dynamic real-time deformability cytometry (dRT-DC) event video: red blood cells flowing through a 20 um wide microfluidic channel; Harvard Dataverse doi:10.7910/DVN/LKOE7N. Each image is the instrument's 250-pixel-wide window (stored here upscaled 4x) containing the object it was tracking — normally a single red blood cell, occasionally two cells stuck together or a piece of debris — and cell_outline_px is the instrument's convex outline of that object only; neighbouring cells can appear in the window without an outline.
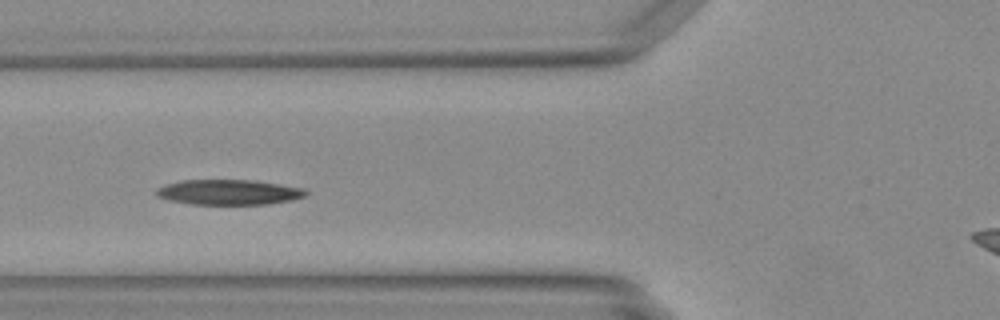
{"species": "Egyptian fruit bat (a non-hibernating species)", "species_latin": "Rousettus aegyptiacus", "temperature_condition": "warm", "stored_images_in_passage": 37, "camera_frame_rate_fps": 3000, "um_per_image_px": 0.085, "animal": {"sex": "female"}, "frame": {"image": 1, "passage_image": 6, "time_ms": 1.667, "image_size_px": [1000, 320], "cell_outline_px": [[308, 196], [292, 200], [268, 204], [192, 204], [168, 200], [156, 196], [156, 188], [164, 184], [180, 180], [252, 180], [280, 184], [304, 188], [308, 192]], "centroid_in_image_um": [19.45, 16.33], "position_along_channel_um": 106.4, "area_um2": 22.14}}